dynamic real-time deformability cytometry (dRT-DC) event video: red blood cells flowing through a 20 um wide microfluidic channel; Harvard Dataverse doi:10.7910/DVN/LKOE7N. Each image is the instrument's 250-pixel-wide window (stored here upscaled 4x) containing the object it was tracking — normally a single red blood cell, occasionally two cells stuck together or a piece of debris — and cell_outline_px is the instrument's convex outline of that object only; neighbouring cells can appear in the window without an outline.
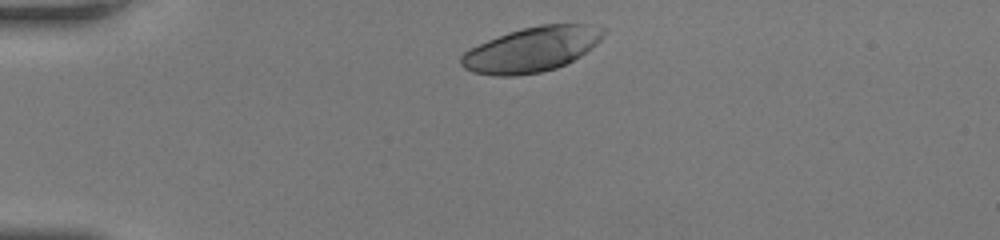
{"species": "human", "species_latin": "Homo sapiens", "temperature_condition": "room temperature", "stored_images_in_passage": 31, "camera_frame_rate_fps": 3000, "um_per_image_px": 0.085, "donor": {"sex": "female"}, "frame": {"image": 1, "passage_image": 1, "time_ms": 0.0, "image_size_px": [1000, 240], "cell_outline_px": [[608, 28], [600, 40], [596, 44], [580, 56], [556, 68], [540, 72], [516, 76], [492, 76], [472, 72], [464, 68], [460, 64], [460, 56], [468, 48], [508, 32], [540, 24], [584, 24]], "centroid_in_image_um": [45.16, 4.2], "position_along_channel_um": 39.8, "area_um2": 37.28}}
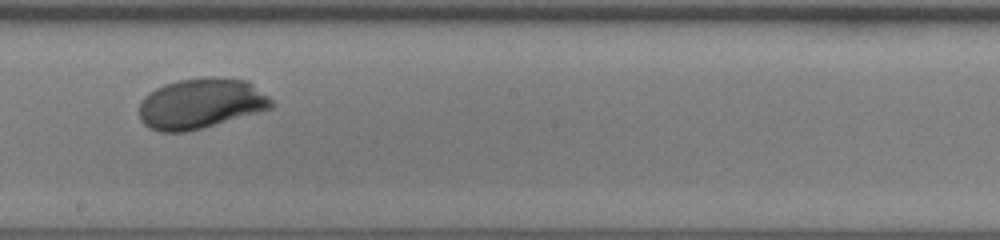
{"frame": {"image": 2, "passage_image": 18, "time_ms": 5.667, "image_size_px": [1000, 240], "cell_outline_px": [[276, 104], [272, 108], [200, 128], [184, 132], [160, 132], [148, 128], [140, 120], [140, 104], [144, 96], [156, 88], [164, 84], [180, 80], [248, 80], [268, 96]], "centroid_in_image_um": [17.04, 8.84], "position_along_channel_um": 231.2, "area_um2": 37.69}}
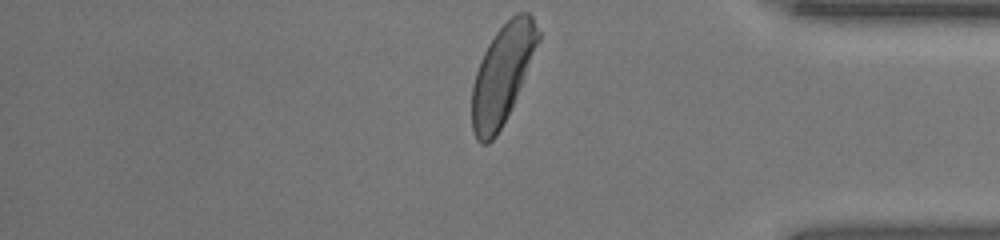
{"frame": {"image": 3, "passage_image": 31, "time_ms": 10.0, "image_size_px": [1000, 240], "cell_outline_px": [[540, 40], [512, 108], [496, 136], [488, 144], [480, 144], [476, 140], [472, 132], [472, 84], [480, 60], [488, 44], [496, 32], [516, 12], [528, 12], [532, 16], [540, 32]], "centroid_in_image_um": [42.69, 6.34], "position_along_channel_um": 392.5, "area_um2": 38.15}, "authors_computed_cell_mechanics": {"area_um2": 38.0324, "velocity_mm_per_s": 4.1133, "shape_relaxation_time_tau1_ms": 2.1126, "shape_relaxation_time_tau2_ms": null, "deformation_change_tau1": 0.1733, "deformation_change_tau2": null}}